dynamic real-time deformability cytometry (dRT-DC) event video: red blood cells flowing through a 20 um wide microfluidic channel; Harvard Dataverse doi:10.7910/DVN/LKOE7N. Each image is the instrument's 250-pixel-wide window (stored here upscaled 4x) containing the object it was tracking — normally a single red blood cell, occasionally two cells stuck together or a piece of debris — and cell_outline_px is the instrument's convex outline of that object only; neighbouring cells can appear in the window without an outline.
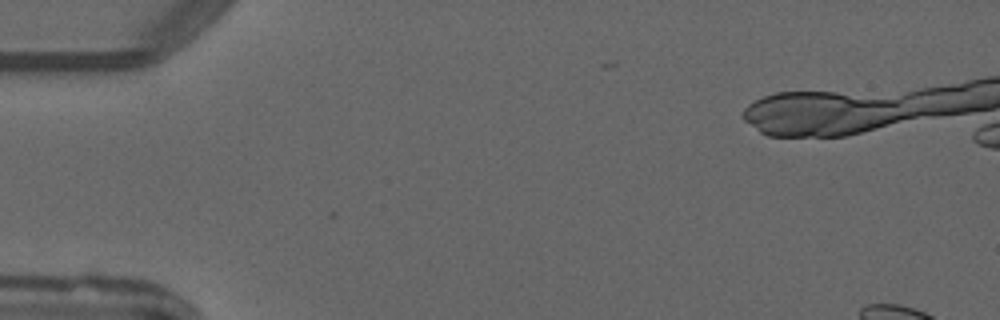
{"species": "common noctule bat (a hibernating species)", "species_latin": "Nyctalus noctula", "temperature_condition": "warm", "stored_images_in_passage": 4, "camera_frame_rate_fps": 3000, "um_per_image_px": 0.085, "animal": {"sex": "male", "forearm_length_mm": 52.5}, "frame": {"image": 1, "passage_image": 1, "time_ms": 0.0, "image_size_px": [1000, 320], "cell_outline_px": [[288, 48], [276, 60], [264, 60], [236, 56], [236, 52], [248, 36], [256, 28], [280, 16], [288, 40]], "centroid_in_image_um": [22.57, 3.57], "position_along_channel_um": 62.4, "area_um2": 10.52}}